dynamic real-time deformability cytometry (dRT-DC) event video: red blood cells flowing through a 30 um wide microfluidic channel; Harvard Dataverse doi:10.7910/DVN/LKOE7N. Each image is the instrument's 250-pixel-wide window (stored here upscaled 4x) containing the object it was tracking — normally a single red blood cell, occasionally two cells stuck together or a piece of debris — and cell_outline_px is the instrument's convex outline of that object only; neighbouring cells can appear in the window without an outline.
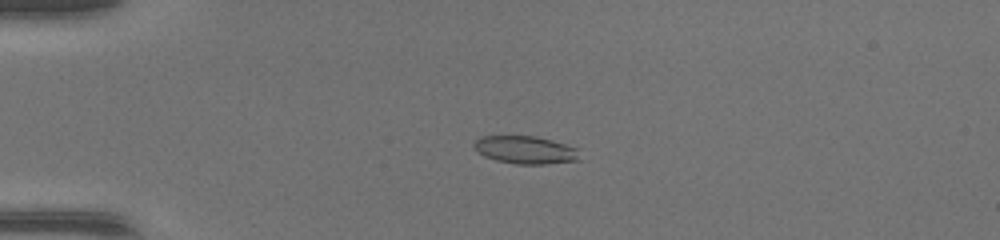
{"species": "common noctule bat (a hibernating species)", "species_latin": "Nyctalus noctula", "temperature_condition": "warm", "stored_images_in_passage": 36, "camera_frame_rate_fps": 3000, "um_per_image_px": 0.085, "animal": {"sex": "female", "body_mass_g": 17.0, "forearm_length_mm": 48.0}, "frame": {"image": 1, "passage_image": 1, "time_ms": 0.0, "image_size_px": [1000, 240], "cell_outline_px": [[580, 160], [544, 164], [516, 164], [496, 160], [484, 156], [472, 144], [480, 136], [536, 136], [552, 140], [576, 148]], "centroid_in_image_um": [44.65, 12.74], "position_along_channel_um": 40.4, "area_um2": 16.94}}
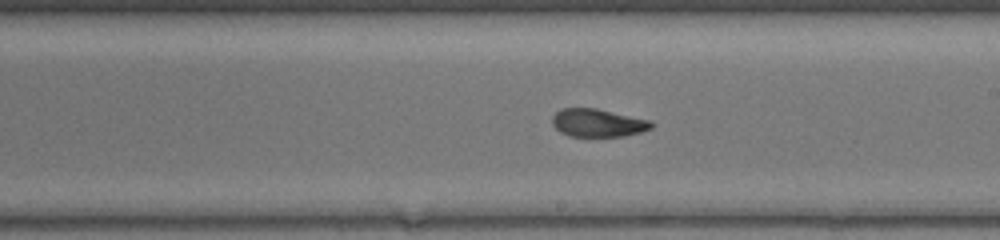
{"frame": {"image": 2, "passage_image": 17, "time_ms": 5.333, "image_size_px": [1000, 240], "cell_outline_px": [[656, 124], [652, 128], [640, 132], [624, 136], [568, 136], [560, 132], [552, 124], [552, 116], [560, 108], [596, 108], [652, 120]], "centroid_in_image_um": [50.84, 10.44], "position_along_channel_um": 238.2, "area_um2": 16.36}}
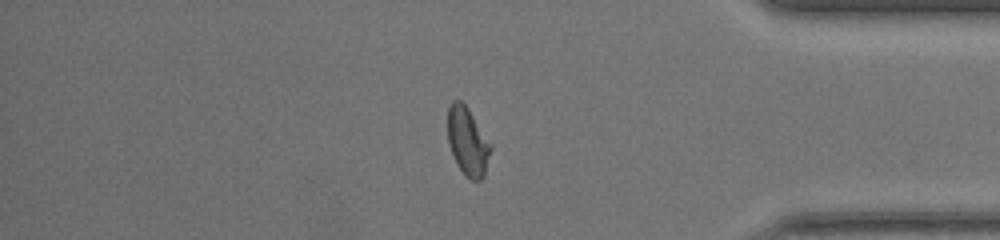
{"frame": {"image": 3, "passage_image": 29, "time_ms": 9.333, "image_size_px": [1000, 240], "cell_outline_px": [[492, 148], [484, 176], [480, 180], [472, 180], [464, 176], [456, 164], [448, 144], [448, 108], [452, 100], [460, 100], [468, 108], [492, 144]], "centroid_in_image_um": [39.75, 12.04], "position_along_channel_um": 395.4, "area_um2": 17.28}}